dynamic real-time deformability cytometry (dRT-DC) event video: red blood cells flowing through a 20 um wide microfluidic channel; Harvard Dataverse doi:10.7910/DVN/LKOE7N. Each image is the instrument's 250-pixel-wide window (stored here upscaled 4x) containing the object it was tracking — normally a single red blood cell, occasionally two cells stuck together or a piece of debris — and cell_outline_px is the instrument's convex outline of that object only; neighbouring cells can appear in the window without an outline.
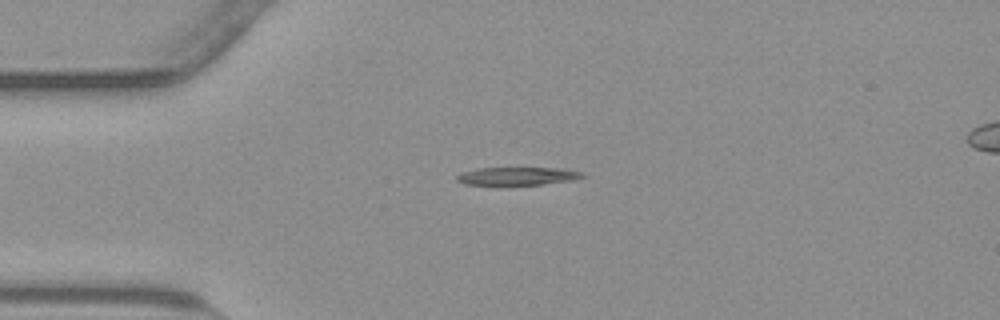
{"species": "common noctule bat (a hibernating species)", "species_latin": "Nyctalus noctula", "temperature_condition": "warm", "stored_images_in_passage": 42, "camera_frame_rate_fps": 3000, "um_per_image_px": 0.085, "animal": {"sex": "male", "body_mass_g": 23.1, "forearm_length_mm": 52.7}, "frame": {"image": 1, "passage_image": 1, "time_ms": 0.0, "image_size_px": [1000, 320], "cell_outline_px": [[588, 176], [576, 180], [544, 184], [500, 188], [496, 188], [464, 184], [456, 180], [456, 176], [464, 172], [476, 168], [564, 168], [584, 172]], "centroid_in_image_um": [43.99, 15.02], "position_along_channel_um": 41.0, "area_um2": 14.39}}
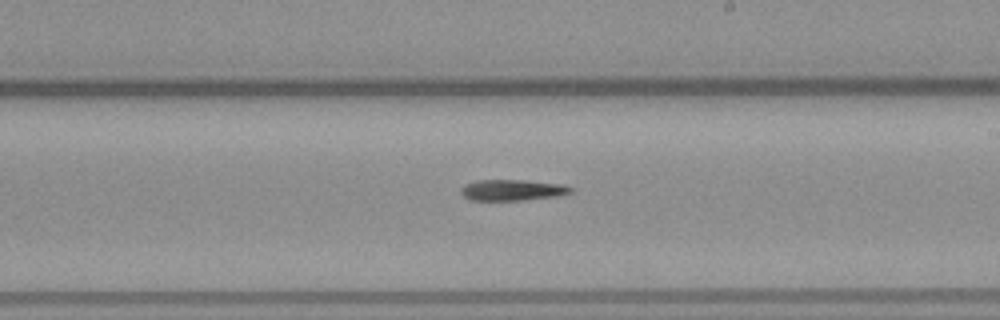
{"frame": {"image": 2, "passage_image": 19, "time_ms": 6.0, "image_size_px": [1000, 320], "cell_outline_px": [[572, 192], [556, 196], [520, 200], [468, 200], [460, 192], [460, 188], [464, 184], [476, 180], [524, 180], [560, 184], [572, 188]], "centroid_in_image_um": [43.47, 16.15], "position_along_channel_um": 245.5, "area_um2": 13.35}}
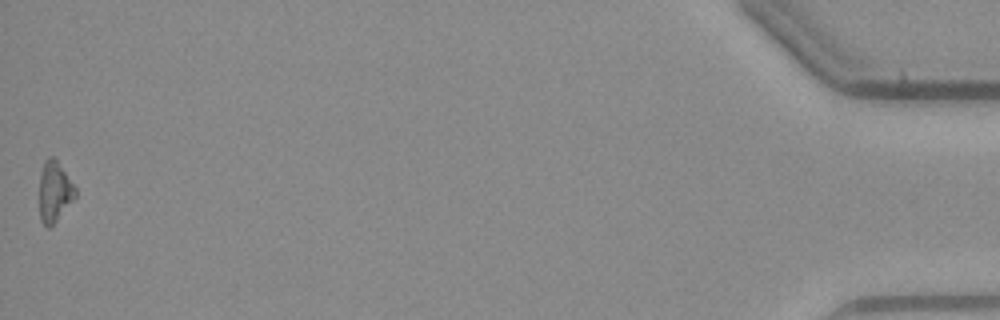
{"frame": {"image": 3, "passage_image": 42, "time_ms": 13.667, "image_size_px": [1000, 320], "cell_outline_px": [[76, 196], [56, 220], [48, 228], [40, 220], [40, 172], [44, 160], [48, 156], [52, 156], [56, 160], [76, 188]], "centroid_in_image_um": [4.61, 16.26], "position_along_channel_um": 430.6, "area_um2": 12.37}}